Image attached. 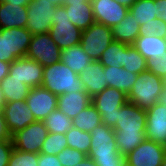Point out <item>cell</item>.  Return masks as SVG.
Returning <instances> with one entry per match:
<instances>
[{
	"label": "cell",
	"mask_w": 166,
	"mask_h": 166,
	"mask_svg": "<svg viewBox=\"0 0 166 166\" xmlns=\"http://www.w3.org/2000/svg\"><path fill=\"white\" fill-rule=\"evenodd\" d=\"M27 6L11 5L0 0V29L26 28Z\"/></svg>",
	"instance_id": "21"
},
{
	"label": "cell",
	"mask_w": 166,
	"mask_h": 166,
	"mask_svg": "<svg viewBox=\"0 0 166 166\" xmlns=\"http://www.w3.org/2000/svg\"><path fill=\"white\" fill-rule=\"evenodd\" d=\"M91 103L92 97L85 90H81L58 96L57 109L73 120Z\"/></svg>",
	"instance_id": "20"
},
{
	"label": "cell",
	"mask_w": 166,
	"mask_h": 166,
	"mask_svg": "<svg viewBox=\"0 0 166 166\" xmlns=\"http://www.w3.org/2000/svg\"><path fill=\"white\" fill-rule=\"evenodd\" d=\"M43 73V65L25 56L10 63L9 79L21 80L29 88L40 87Z\"/></svg>",
	"instance_id": "13"
},
{
	"label": "cell",
	"mask_w": 166,
	"mask_h": 166,
	"mask_svg": "<svg viewBox=\"0 0 166 166\" xmlns=\"http://www.w3.org/2000/svg\"><path fill=\"white\" fill-rule=\"evenodd\" d=\"M41 86L48 89L57 97L62 94L84 90L79 75L61 61L44 67Z\"/></svg>",
	"instance_id": "2"
},
{
	"label": "cell",
	"mask_w": 166,
	"mask_h": 166,
	"mask_svg": "<svg viewBox=\"0 0 166 166\" xmlns=\"http://www.w3.org/2000/svg\"><path fill=\"white\" fill-rule=\"evenodd\" d=\"M165 154V146L146 139L126 155L127 166H161Z\"/></svg>",
	"instance_id": "12"
},
{
	"label": "cell",
	"mask_w": 166,
	"mask_h": 166,
	"mask_svg": "<svg viewBox=\"0 0 166 166\" xmlns=\"http://www.w3.org/2000/svg\"><path fill=\"white\" fill-rule=\"evenodd\" d=\"M26 105L31 110L36 121H44L58 105V97L48 89L40 86L30 88Z\"/></svg>",
	"instance_id": "14"
},
{
	"label": "cell",
	"mask_w": 166,
	"mask_h": 166,
	"mask_svg": "<svg viewBox=\"0 0 166 166\" xmlns=\"http://www.w3.org/2000/svg\"><path fill=\"white\" fill-rule=\"evenodd\" d=\"M79 79L83 83L84 90L91 97L108 87L104 75V66L99 60L88 64L81 74H79Z\"/></svg>",
	"instance_id": "19"
},
{
	"label": "cell",
	"mask_w": 166,
	"mask_h": 166,
	"mask_svg": "<svg viewBox=\"0 0 166 166\" xmlns=\"http://www.w3.org/2000/svg\"><path fill=\"white\" fill-rule=\"evenodd\" d=\"M31 38L27 28L0 29V61L12 63L25 57Z\"/></svg>",
	"instance_id": "5"
},
{
	"label": "cell",
	"mask_w": 166,
	"mask_h": 166,
	"mask_svg": "<svg viewBox=\"0 0 166 166\" xmlns=\"http://www.w3.org/2000/svg\"><path fill=\"white\" fill-rule=\"evenodd\" d=\"M129 13L140 25L139 35H163L166 23L160 19L157 9V0H137L130 8Z\"/></svg>",
	"instance_id": "4"
},
{
	"label": "cell",
	"mask_w": 166,
	"mask_h": 166,
	"mask_svg": "<svg viewBox=\"0 0 166 166\" xmlns=\"http://www.w3.org/2000/svg\"><path fill=\"white\" fill-rule=\"evenodd\" d=\"M123 68L138 75L147 71V60L132 45H125Z\"/></svg>",
	"instance_id": "29"
},
{
	"label": "cell",
	"mask_w": 166,
	"mask_h": 166,
	"mask_svg": "<svg viewBox=\"0 0 166 166\" xmlns=\"http://www.w3.org/2000/svg\"><path fill=\"white\" fill-rule=\"evenodd\" d=\"M159 102L166 106V88L163 90V93L160 95Z\"/></svg>",
	"instance_id": "48"
},
{
	"label": "cell",
	"mask_w": 166,
	"mask_h": 166,
	"mask_svg": "<svg viewBox=\"0 0 166 166\" xmlns=\"http://www.w3.org/2000/svg\"><path fill=\"white\" fill-rule=\"evenodd\" d=\"M161 166H166V154L164 156V159H163V162H162Z\"/></svg>",
	"instance_id": "50"
},
{
	"label": "cell",
	"mask_w": 166,
	"mask_h": 166,
	"mask_svg": "<svg viewBox=\"0 0 166 166\" xmlns=\"http://www.w3.org/2000/svg\"><path fill=\"white\" fill-rule=\"evenodd\" d=\"M165 88L166 80L146 71L138 74L135 84L127 95V100L139 108L147 110L159 102L160 95Z\"/></svg>",
	"instance_id": "3"
},
{
	"label": "cell",
	"mask_w": 166,
	"mask_h": 166,
	"mask_svg": "<svg viewBox=\"0 0 166 166\" xmlns=\"http://www.w3.org/2000/svg\"><path fill=\"white\" fill-rule=\"evenodd\" d=\"M157 9L160 19L166 23V0H157Z\"/></svg>",
	"instance_id": "41"
},
{
	"label": "cell",
	"mask_w": 166,
	"mask_h": 166,
	"mask_svg": "<svg viewBox=\"0 0 166 166\" xmlns=\"http://www.w3.org/2000/svg\"><path fill=\"white\" fill-rule=\"evenodd\" d=\"M47 134L44 121H35L11 136L13 148L39 154Z\"/></svg>",
	"instance_id": "10"
},
{
	"label": "cell",
	"mask_w": 166,
	"mask_h": 166,
	"mask_svg": "<svg viewBox=\"0 0 166 166\" xmlns=\"http://www.w3.org/2000/svg\"><path fill=\"white\" fill-rule=\"evenodd\" d=\"M12 151H13L12 138L0 141V166H8Z\"/></svg>",
	"instance_id": "38"
},
{
	"label": "cell",
	"mask_w": 166,
	"mask_h": 166,
	"mask_svg": "<svg viewBox=\"0 0 166 166\" xmlns=\"http://www.w3.org/2000/svg\"><path fill=\"white\" fill-rule=\"evenodd\" d=\"M91 144L116 142L115 131L104 123L94 128L91 132Z\"/></svg>",
	"instance_id": "35"
},
{
	"label": "cell",
	"mask_w": 166,
	"mask_h": 166,
	"mask_svg": "<svg viewBox=\"0 0 166 166\" xmlns=\"http://www.w3.org/2000/svg\"><path fill=\"white\" fill-rule=\"evenodd\" d=\"M163 37H164V40H165V42H166V30H165V32H164V34H163Z\"/></svg>",
	"instance_id": "51"
},
{
	"label": "cell",
	"mask_w": 166,
	"mask_h": 166,
	"mask_svg": "<svg viewBox=\"0 0 166 166\" xmlns=\"http://www.w3.org/2000/svg\"><path fill=\"white\" fill-rule=\"evenodd\" d=\"M127 101V95L113 87H107L92 97V104L99 112L102 123L111 128L118 122L119 108Z\"/></svg>",
	"instance_id": "6"
},
{
	"label": "cell",
	"mask_w": 166,
	"mask_h": 166,
	"mask_svg": "<svg viewBox=\"0 0 166 166\" xmlns=\"http://www.w3.org/2000/svg\"><path fill=\"white\" fill-rule=\"evenodd\" d=\"M146 137L166 147V106L157 102L146 110Z\"/></svg>",
	"instance_id": "17"
},
{
	"label": "cell",
	"mask_w": 166,
	"mask_h": 166,
	"mask_svg": "<svg viewBox=\"0 0 166 166\" xmlns=\"http://www.w3.org/2000/svg\"><path fill=\"white\" fill-rule=\"evenodd\" d=\"M115 1L130 8L137 0H115Z\"/></svg>",
	"instance_id": "45"
},
{
	"label": "cell",
	"mask_w": 166,
	"mask_h": 166,
	"mask_svg": "<svg viewBox=\"0 0 166 166\" xmlns=\"http://www.w3.org/2000/svg\"><path fill=\"white\" fill-rule=\"evenodd\" d=\"M147 71L166 80V56L147 60Z\"/></svg>",
	"instance_id": "37"
},
{
	"label": "cell",
	"mask_w": 166,
	"mask_h": 166,
	"mask_svg": "<svg viewBox=\"0 0 166 166\" xmlns=\"http://www.w3.org/2000/svg\"><path fill=\"white\" fill-rule=\"evenodd\" d=\"M139 30L140 25L135 21L133 15L128 12L119 24L112 27L113 39L126 45H133L139 36Z\"/></svg>",
	"instance_id": "25"
},
{
	"label": "cell",
	"mask_w": 166,
	"mask_h": 166,
	"mask_svg": "<svg viewBox=\"0 0 166 166\" xmlns=\"http://www.w3.org/2000/svg\"><path fill=\"white\" fill-rule=\"evenodd\" d=\"M113 41L112 28L94 22L82 31L80 45L93 61H97Z\"/></svg>",
	"instance_id": "8"
},
{
	"label": "cell",
	"mask_w": 166,
	"mask_h": 166,
	"mask_svg": "<svg viewBox=\"0 0 166 166\" xmlns=\"http://www.w3.org/2000/svg\"><path fill=\"white\" fill-rule=\"evenodd\" d=\"M68 147L83 152L87 156L91 150L90 132L80 131L76 127H71L66 133Z\"/></svg>",
	"instance_id": "30"
},
{
	"label": "cell",
	"mask_w": 166,
	"mask_h": 166,
	"mask_svg": "<svg viewBox=\"0 0 166 166\" xmlns=\"http://www.w3.org/2000/svg\"><path fill=\"white\" fill-rule=\"evenodd\" d=\"M6 103L12 101H25L30 88L18 79H9V74L0 82Z\"/></svg>",
	"instance_id": "27"
},
{
	"label": "cell",
	"mask_w": 166,
	"mask_h": 166,
	"mask_svg": "<svg viewBox=\"0 0 166 166\" xmlns=\"http://www.w3.org/2000/svg\"><path fill=\"white\" fill-rule=\"evenodd\" d=\"M10 63L0 61V82L9 74Z\"/></svg>",
	"instance_id": "42"
},
{
	"label": "cell",
	"mask_w": 166,
	"mask_h": 166,
	"mask_svg": "<svg viewBox=\"0 0 166 166\" xmlns=\"http://www.w3.org/2000/svg\"><path fill=\"white\" fill-rule=\"evenodd\" d=\"M57 6L48 0H31L27 5L26 28L32 34L49 33Z\"/></svg>",
	"instance_id": "9"
},
{
	"label": "cell",
	"mask_w": 166,
	"mask_h": 166,
	"mask_svg": "<svg viewBox=\"0 0 166 166\" xmlns=\"http://www.w3.org/2000/svg\"><path fill=\"white\" fill-rule=\"evenodd\" d=\"M60 61L79 75L93 60L84 52L82 46L78 44L63 49Z\"/></svg>",
	"instance_id": "26"
},
{
	"label": "cell",
	"mask_w": 166,
	"mask_h": 166,
	"mask_svg": "<svg viewBox=\"0 0 166 166\" xmlns=\"http://www.w3.org/2000/svg\"><path fill=\"white\" fill-rule=\"evenodd\" d=\"M44 123L50 133L65 134L73 126L72 120L58 109L47 116Z\"/></svg>",
	"instance_id": "32"
},
{
	"label": "cell",
	"mask_w": 166,
	"mask_h": 166,
	"mask_svg": "<svg viewBox=\"0 0 166 166\" xmlns=\"http://www.w3.org/2000/svg\"><path fill=\"white\" fill-rule=\"evenodd\" d=\"M38 166H62L57 155L39 154Z\"/></svg>",
	"instance_id": "39"
},
{
	"label": "cell",
	"mask_w": 166,
	"mask_h": 166,
	"mask_svg": "<svg viewBox=\"0 0 166 166\" xmlns=\"http://www.w3.org/2000/svg\"><path fill=\"white\" fill-rule=\"evenodd\" d=\"M126 44L113 41L103 52L99 61L104 67H123L124 66V46Z\"/></svg>",
	"instance_id": "31"
},
{
	"label": "cell",
	"mask_w": 166,
	"mask_h": 166,
	"mask_svg": "<svg viewBox=\"0 0 166 166\" xmlns=\"http://www.w3.org/2000/svg\"><path fill=\"white\" fill-rule=\"evenodd\" d=\"M88 156L96 166H127V157L118 151L116 142L91 144Z\"/></svg>",
	"instance_id": "18"
},
{
	"label": "cell",
	"mask_w": 166,
	"mask_h": 166,
	"mask_svg": "<svg viewBox=\"0 0 166 166\" xmlns=\"http://www.w3.org/2000/svg\"><path fill=\"white\" fill-rule=\"evenodd\" d=\"M11 139V135L6 127L3 111H0V141Z\"/></svg>",
	"instance_id": "40"
},
{
	"label": "cell",
	"mask_w": 166,
	"mask_h": 166,
	"mask_svg": "<svg viewBox=\"0 0 166 166\" xmlns=\"http://www.w3.org/2000/svg\"><path fill=\"white\" fill-rule=\"evenodd\" d=\"M66 147L68 144L65 134L48 132L39 154L58 155Z\"/></svg>",
	"instance_id": "33"
},
{
	"label": "cell",
	"mask_w": 166,
	"mask_h": 166,
	"mask_svg": "<svg viewBox=\"0 0 166 166\" xmlns=\"http://www.w3.org/2000/svg\"><path fill=\"white\" fill-rule=\"evenodd\" d=\"M87 157L86 154L80 152L76 149L66 147L61 151L57 158L61 162L62 166H76L78 163L82 162Z\"/></svg>",
	"instance_id": "36"
},
{
	"label": "cell",
	"mask_w": 166,
	"mask_h": 166,
	"mask_svg": "<svg viewBox=\"0 0 166 166\" xmlns=\"http://www.w3.org/2000/svg\"><path fill=\"white\" fill-rule=\"evenodd\" d=\"M76 166H96L94 160L87 156L82 162L78 163Z\"/></svg>",
	"instance_id": "44"
},
{
	"label": "cell",
	"mask_w": 166,
	"mask_h": 166,
	"mask_svg": "<svg viewBox=\"0 0 166 166\" xmlns=\"http://www.w3.org/2000/svg\"><path fill=\"white\" fill-rule=\"evenodd\" d=\"M91 2V0H66L63 5H72V3H85Z\"/></svg>",
	"instance_id": "46"
},
{
	"label": "cell",
	"mask_w": 166,
	"mask_h": 166,
	"mask_svg": "<svg viewBox=\"0 0 166 166\" xmlns=\"http://www.w3.org/2000/svg\"><path fill=\"white\" fill-rule=\"evenodd\" d=\"M61 52L49 33L35 34L32 35L26 57L47 67L60 61Z\"/></svg>",
	"instance_id": "11"
},
{
	"label": "cell",
	"mask_w": 166,
	"mask_h": 166,
	"mask_svg": "<svg viewBox=\"0 0 166 166\" xmlns=\"http://www.w3.org/2000/svg\"><path fill=\"white\" fill-rule=\"evenodd\" d=\"M72 124L80 131L91 132L102 124V121L99 112L91 103L72 120Z\"/></svg>",
	"instance_id": "28"
},
{
	"label": "cell",
	"mask_w": 166,
	"mask_h": 166,
	"mask_svg": "<svg viewBox=\"0 0 166 166\" xmlns=\"http://www.w3.org/2000/svg\"><path fill=\"white\" fill-rule=\"evenodd\" d=\"M117 124L113 127L118 151L127 155L147 139L146 110L126 102L119 108Z\"/></svg>",
	"instance_id": "1"
},
{
	"label": "cell",
	"mask_w": 166,
	"mask_h": 166,
	"mask_svg": "<svg viewBox=\"0 0 166 166\" xmlns=\"http://www.w3.org/2000/svg\"><path fill=\"white\" fill-rule=\"evenodd\" d=\"M65 7L57 6L52 18L49 34L58 47L63 50L80 44L82 31L69 21Z\"/></svg>",
	"instance_id": "7"
},
{
	"label": "cell",
	"mask_w": 166,
	"mask_h": 166,
	"mask_svg": "<svg viewBox=\"0 0 166 166\" xmlns=\"http://www.w3.org/2000/svg\"><path fill=\"white\" fill-rule=\"evenodd\" d=\"M48 1H50L52 4L56 6H62L66 0H48Z\"/></svg>",
	"instance_id": "49"
},
{
	"label": "cell",
	"mask_w": 166,
	"mask_h": 166,
	"mask_svg": "<svg viewBox=\"0 0 166 166\" xmlns=\"http://www.w3.org/2000/svg\"><path fill=\"white\" fill-rule=\"evenodd\" d=\"M6 105V101L4 99L3 92L0 88V111H3L4 106Z\"/></svg>",
	"instance_id": "47"
},
{
	"label": "cell",
	"mask_w": 166,
	"mask_h": 166,
	"mask_svg": "<svg viewBox=\"0 0 166 166\" xmlns=\"http://www.w3.org/2000/svg\"><path fill=\"white\" fill-rule=\"evenodd\" d=\"M39 154L13 148L8 166H38Z\"/></svg>",
	"instance_id": "34"
},
{
	"label": "cell",
	"mask_w": 166,
	"mask_h": 166,
	"mask_svg": "<svg viewBox=\"0 0 166 166\" xmlns=\"http://www.w3.org/2000/svg\"><path fill=\"white\" fill-rule=\"evenodd\" d=\"M104 75L108 87L123 91L126 95L129 94L135 84L138 75L130 73L123 67H104Z\"/></svg>",
	"instance_id": "23"
},
{
	"label": "cell",
	"mask_w": 166,
	"mask_h": 166,
	"mask_svg": "<svg viewBox=\"0 0 166 166\" xmlns=\"http://www.w3.org/2000/svg\"><path fill=\"white\" fill-rule=\"evenodd\" d=\"M132 46L146 60L166 56V42L163 35H139Z\"/></svg>",
	"instance_id": "22"
},
{
	"label": "cell",
	"mask_w": 166,
	"mask_h": 166,
	"mask_svg": "<svg viewBox=\"0 0 166 166\" xmlns=\"http://www.w3.org/2000/svg\"><path fill=\"white\" fill-rule=\"evenodd\" d=\"M95 22L108 27L119 24L128 14L129 8L115 0H91Z\"/></svg>",
	"instance_id": "15"
},
{
	"label": "cell",
	"mask_w": 166,
	"mask_h": 166,
	"mask_svg": "<svg viewBox=\"0 0 166 166\" xmlns=\"http://www.w3.org/2000/svg\"><path fill=\"white\" fill-rule=\"evenodd\" d=\"M3 115L11 136L36 121L25 101L6 103L3 108Z\"/></svg>",
	"instance_id": "16"
},
{
	"label": "cell",
	"mask_w": 166,
	"mask_h": 166,
	"mask_svg": "<svg viewBox=\"0 0 166 166\" xmlns=\"http://www.w3.org/2000/svg\"><path fill=\"white\" fill-rule=\"evenodd\" d=\"M63 6L68 14L69 21L81 31L86 30L95 22L91 2L72 3V5Z\"/></svg>",
	"instance_id": "24"
},
{
	"label": "cell",
	"mask_w": 166,
	"mask_h": 166,
	"mask_svg": "<svg viewBox=\"0 0 166 166\" xmlns=\"http://www.w3.org/2000/svg\"><path fill=\"white\" fill-rule=\"evenodd\" d=\"M10 3L11 5L16 4L17 6H27L31 0H2Z\"/></svg>",
	"instance_id": "43"
}]
</instances>
